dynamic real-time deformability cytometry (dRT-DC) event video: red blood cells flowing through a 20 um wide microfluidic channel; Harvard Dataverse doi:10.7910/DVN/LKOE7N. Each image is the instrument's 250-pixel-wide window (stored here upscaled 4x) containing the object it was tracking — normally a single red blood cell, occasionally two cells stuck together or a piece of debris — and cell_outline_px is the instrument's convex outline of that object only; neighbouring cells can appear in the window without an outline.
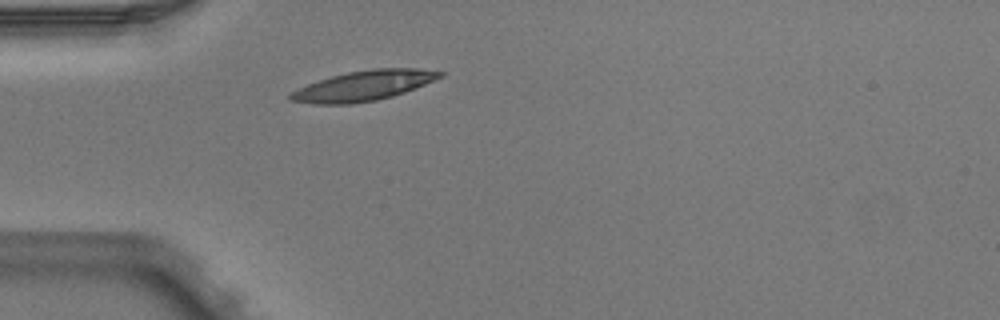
{"species": "Egyptian fruit bat (a non-hibernating species)", "species_latin": "Rousettus aegyptiacus", "temperature_condition": "warm", "stored_images_in_passage": 1, "camera_frame_rate_fps": 3000, "um_per_image_px": 0.085, "animal": {"sex": "male"}, "frame": {"image": 1, "passage_image": 1, "time_ms": 0.0, "image_size_px": [1000, 320], "cell_outline_px": [[444, 76], [404, 92], [392, 96], [376, 100], [352, 104], [316, 104], [288, 100], [288, 96], [292, 92], [308, 84], [332, 76], [348, 72], [372, 68], [416, 68], [444, 72]], "centroid_in_image_um": [30.91, 7.28], "position_along_channel_um": 54.1, "area_um2": 25.89}}